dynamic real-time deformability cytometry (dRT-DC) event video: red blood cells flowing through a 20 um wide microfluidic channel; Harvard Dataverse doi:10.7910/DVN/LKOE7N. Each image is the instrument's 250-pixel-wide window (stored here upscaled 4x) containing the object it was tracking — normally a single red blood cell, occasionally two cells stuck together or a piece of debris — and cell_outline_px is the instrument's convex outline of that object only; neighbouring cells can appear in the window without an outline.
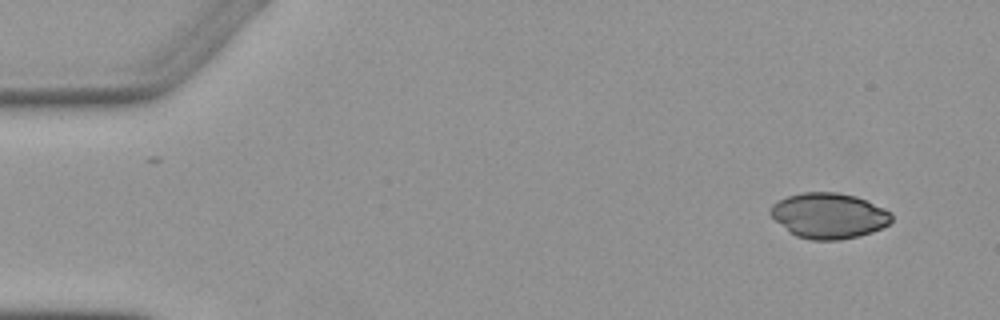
{"species": "Egyptian fruit bat (a non-hibernating species)", "species_latin": "Rousettus aegyptiacus", "temperature_condition": "warm", "stored_images_in_passage": 3, "camera_frame_rate_fps": 3000, "um_per_image_px": 0.085, "animal": {"sex": "female"}, "frame": {"image": 1, "passage_image": 3, "time_ms": 2.667, "image_size_px": [1000, 320], "cell_outline_px": [[892, 220], [888, 224], [872, 232], [860, 236], [840, 240], [812, 240], [796, 236], [788, 232], [768, 212], [772, 204], [788, 196], [804, 192], [836, 192], [856, 196], [884, 208], [892, 212]], "centroid_in_image_um": [70.45, 18.34], "position_along_channel_um": 14.5, "area_um2": 32.14}}